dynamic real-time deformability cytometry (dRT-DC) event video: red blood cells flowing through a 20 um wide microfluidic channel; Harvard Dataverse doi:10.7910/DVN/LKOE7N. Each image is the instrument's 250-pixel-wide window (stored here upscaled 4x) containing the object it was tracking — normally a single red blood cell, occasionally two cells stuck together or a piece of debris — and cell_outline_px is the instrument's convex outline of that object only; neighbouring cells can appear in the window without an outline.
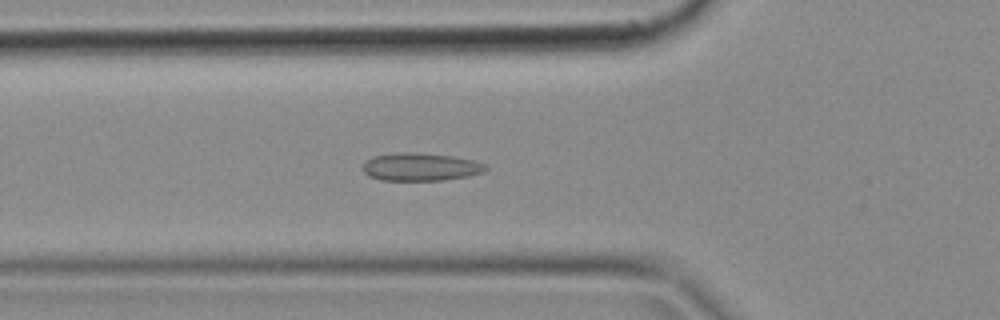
{"species": "common noctule bat (a hibernating species)", "species_latin": "Nyctalus noctula", "temperature_condition": "cold", "stored_images_in_passage": 51, "camera_frame_rate_fps": 3000, "um_per_image_px": 0.085, "animal": {"sex": "female", "body_mass_g": 18.4}, "frame": {"image": 1, "passage_image": 17, "time_ms": 5.333, "image_size_px": [1000, 320], "cell_outline_px": [[488, 168], [484, 172], [468, 176], [444, 180], [380, 180], [368, 176], [364, 172], [364, 164], [372, 156], [400, 152], [416, 152], [456, 156], [472, 160], [484, 164]], "centroid_in_image_um": [35.76, 14.18], "position_along_channel_um": 90.0, "area_um2": 20.0}}
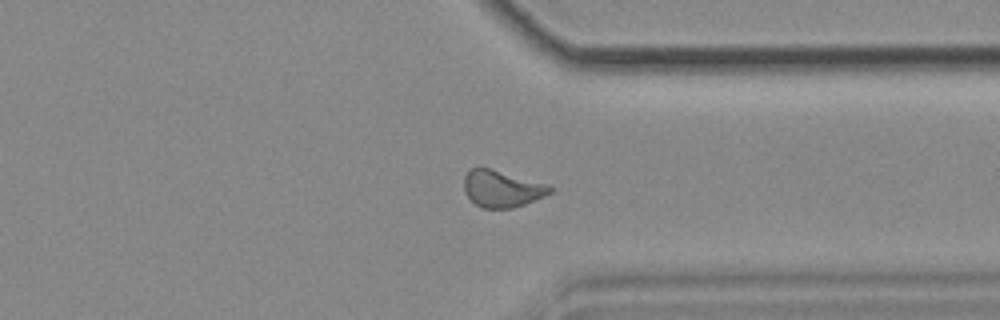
{"frame": {"image": 2, "passage_image": 38, "time_ms": 12.333, "image_size_px": [1000, 320], "cell_outline_px": [[556, 188], [552, 192], [544, 196], [524, 204], [512, 208], [480, 208], [464, 192], [464, 176], [472, 168], [488, 168], [544, 184]], "centroid_in_image_um": [42.64, 16.06], "position_along_channel_um": 368.8, "area_um2": 17.98}}
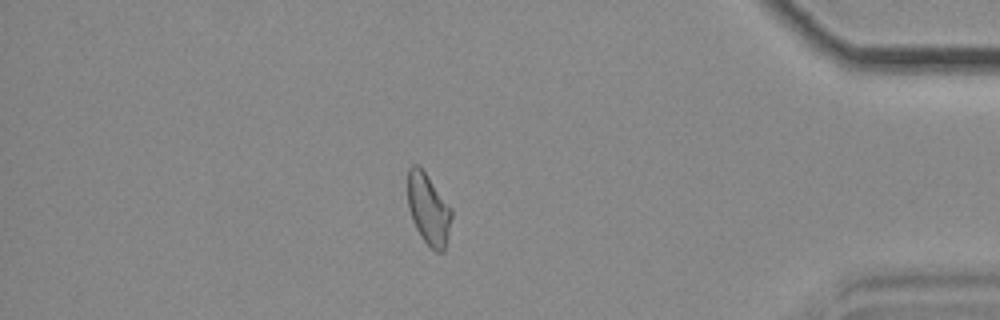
{"frame": {"image": 3, "passage_image": 43, "time_ms": 14.0, "image_size_px": [1000, 320], "cell_outline_px": [[452, 216], [448, 236], [444, 252], [436, 252], [420, 236], [412, 220], [408, 208], [408, 168], [412, 164], [420, 164], [452, 208]], "centroid_in_image_um": [36.42, 17.74], "position_along_channel_um": 398.8, "area_um2": 18.44}}